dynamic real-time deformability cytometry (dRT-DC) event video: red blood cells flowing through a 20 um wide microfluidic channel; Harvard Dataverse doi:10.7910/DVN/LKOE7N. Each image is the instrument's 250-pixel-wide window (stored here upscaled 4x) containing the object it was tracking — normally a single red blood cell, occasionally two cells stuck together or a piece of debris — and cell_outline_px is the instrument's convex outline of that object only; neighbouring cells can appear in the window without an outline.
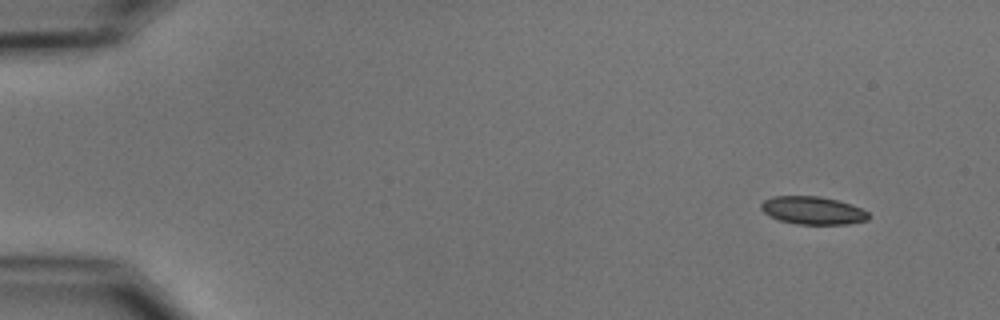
{"species": "common noctule bat (a hibernating species)", "species_latin": "Nyctalus noctula", "temperature_condition": "cold", "stored_images_in_passage": 6, "camera_frame_rate_fps": 3000, "um_per_image_px": 0.085, "animal": {"sex": "male", "body_mass_g": 15.6}, "frame": {"image": 1, "passage_image": 1, "time_ms": 0.0, "image_size_px": [1000, 320], "cell_outline_px": [[868, 220], [848, 224], [796, 224], [780, 220], [768, 216], [760, 208], [760, 204], [764, 200], [772, 196], [820, 196], [852, 204], [868, 212]], "centroid_in_image_um": [69.06, 17.88], "position_along_channel_um": 15.9, "area_um2": 17.51}}
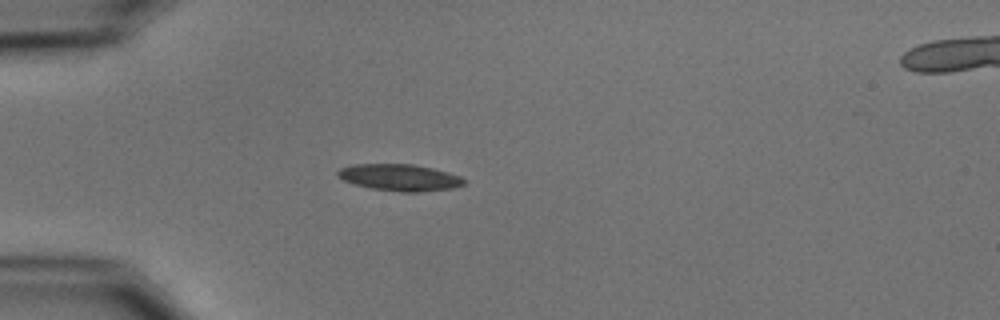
{"frame": {"image": 2, "passage_image": 4, "time_ms": 3.667, "image_size_px": [1000, 320], "cell_outline_px": [[464, 184], [452, 188], [420, 192], [400, 192], [372, 188], [356, 184], [344, 180], [336, 176], [336, 172], [340, 168], [352, 164], [412, 164], [432, 168], [448, 172], [460, 176], [464, 180]], "centroid_in_image_um": [33.95, 15.08], "position_along_channel_um": 51.1, "area_um2": 19.54}}